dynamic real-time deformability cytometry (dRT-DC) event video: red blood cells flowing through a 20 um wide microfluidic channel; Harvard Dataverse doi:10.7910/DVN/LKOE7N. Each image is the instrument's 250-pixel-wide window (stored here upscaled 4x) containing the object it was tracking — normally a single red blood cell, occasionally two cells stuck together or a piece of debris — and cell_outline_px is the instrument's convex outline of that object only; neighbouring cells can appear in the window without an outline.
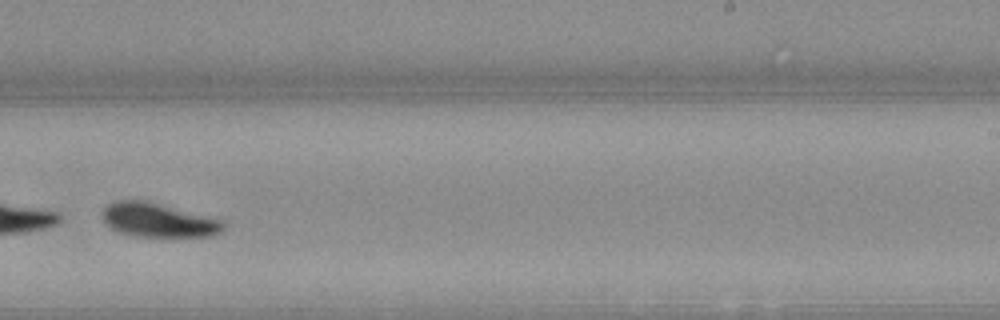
{"species": "Egyptian fruit bat (a non-hibernating species)", "species_latin": "Rousettus aegyptiacus", "temperature_condition": "warm", "stored_images_in_passage": 40, "camera_frame_rate_fps": 3000, "um_per_image_px": 0.085, "animal": {"sex": "female"}, "frame": {"image": 1, "passage_image": 23, "time_ms": 7.333, "image_size_px": [1000, 320], "cell_outline_px": [[224, 228], [220, 232], [212, 236], [172, 240], [132, 236], [116, 232], [104, 224], [100, 216], [104, 208], [108, 204], [116, 200], [140, 200], [220, 220], [224, 224]], "centroid_in_image_um": [13.38, 18.8], "position_along_channel_um": 275.6, "area_um2": 24.68}}
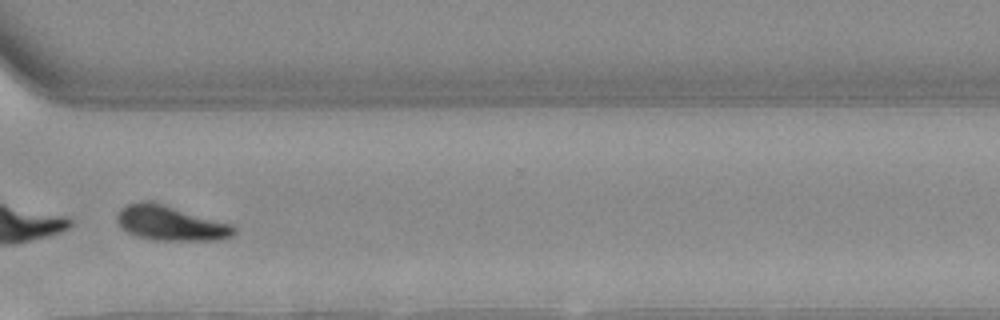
{"frame": {"image": 2, "passage_image": 29, "time_ms": 9.333, "image_size_px": [1000, 320], "cell_outline_px": [[236, 232], [232, 236], [216, 240], [152, 240], [128, 232], [116, 220], [116, 216], [120, 208], [128, 204], [160, 204], [232, 224], [236, 228]], "centroid_in_image_um": [14.54, 19.01], "position_along_channel_um": 356.1, "area_um2": 22.72}}